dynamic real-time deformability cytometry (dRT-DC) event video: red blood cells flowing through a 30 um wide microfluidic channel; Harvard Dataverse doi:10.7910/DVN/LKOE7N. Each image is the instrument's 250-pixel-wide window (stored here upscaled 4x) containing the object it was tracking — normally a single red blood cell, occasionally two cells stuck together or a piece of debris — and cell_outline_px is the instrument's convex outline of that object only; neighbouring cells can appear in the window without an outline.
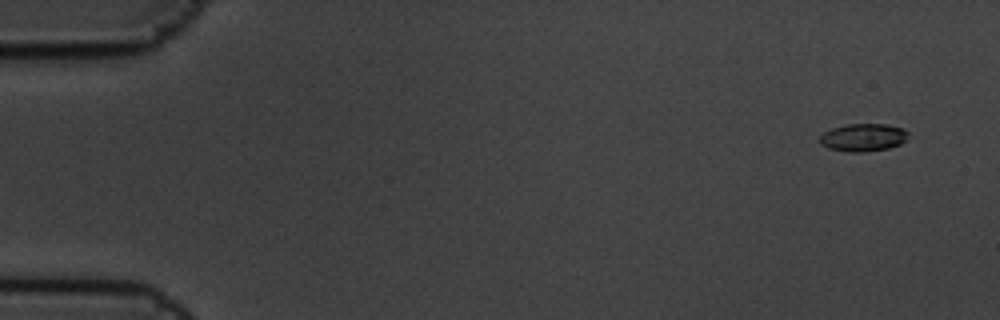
{"species": "common noctule bat (a hibernating species)", "species_latin": "Nyctalus noctula", "temperature_condition": "cold", "stored_images_in_passage": 7, "camera_frame_rate_fps": 3000, "um_per_image_px": 0.085, "animal": {"sex": "male", "body_mass_g": 19.5, "forearm_length_mm": 54.6}, "frame": {"image": 1, "passage_image": 1, "time_ms": 0.0, "image_size_px": [1000, 320], "cell_outline_px": [[908, 140], [900, 144], [888, 148], [864, 152], [848, 152], [828, 148], [820, 144], [820, 136], [824, 132], [832, 128], [848, 124], [888, 124], [904, 128], [908, 132]], "centroid_in_image_um": [73.4, 11.68], "position_along_channel_um": 11.6, "area_um2": 14.45}}
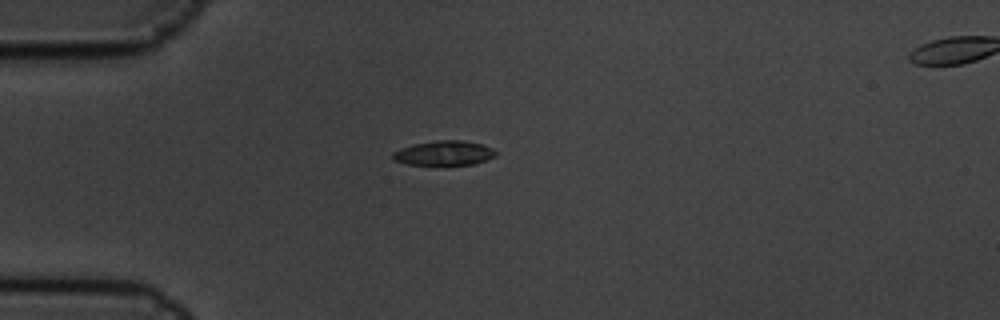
{"frame": {"image": 2, "passage_image": 5, "time_ms": 1.333, "image_size_px": [1000, 320], "cell_outline_px": [[496, 156], [476, 164], [444, 168], [408, 164], [392, 160], [392, 152], [400, 148], [416, 144], [436, 140], [464, 140], [480, 144], [492, 148], [496, 152]], "centroid_in_image_um": [37.74, 13.07], "position_along_channel_um": 47.3, "area_um2": 15.61}}
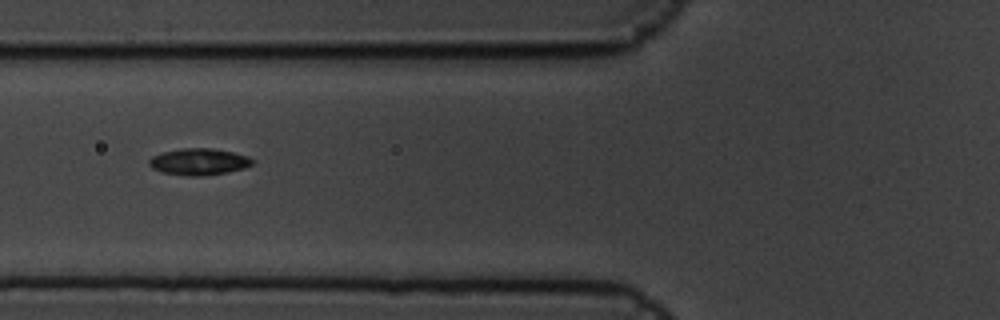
{"frame": {"image": 3, "passage_image": 7, "time_ms": 2.0, "image_size_px": [1000, 320], "cell_outline_px": [[252, 164], [244, 168], [228, 172], [204, 176], [184, 176], [164, 172], [152, 168], [148, 164], [148, 160], [152, 156], [164, 152], [184, 148], [212, 148], [232, 152], [248, 156], [252, 160]], "centroid_in_image_um": [16.89, 13.75], "position_along_channel_um": 108.9, "area_um2": 15.95}}